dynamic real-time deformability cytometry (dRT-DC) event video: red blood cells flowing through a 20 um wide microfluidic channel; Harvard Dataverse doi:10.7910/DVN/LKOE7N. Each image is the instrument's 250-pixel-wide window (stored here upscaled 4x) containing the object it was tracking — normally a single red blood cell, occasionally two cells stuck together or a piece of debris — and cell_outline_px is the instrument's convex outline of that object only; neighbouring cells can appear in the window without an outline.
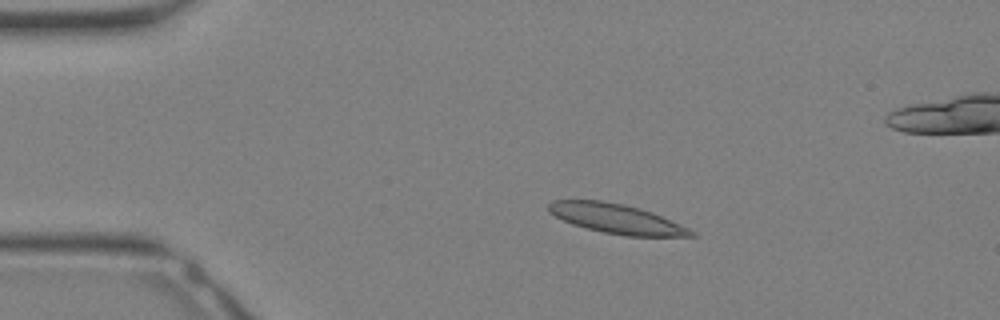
{"species": "Egyptian fruit bat (a non-hibernating species)", "species_latin": "Rousettus aegyptiacus", "temperature_condition": "warm", "stored_images_in_passage": 33, "camera_frame_rate_fps": 3000, "um_per_image_px": 0.085, "animal": {"sex": "female"}, "frame": {"image": 1, "passage_image": 6, "time_ms": 1.667, "image_size_px": [1000, 320], "cell_outline_px": [[696, 236], [624, 236], [604, 232], [572, 224], [548, 212], [548, 204], [552, 200], [600, 200], [624, 204], [640, 208], [652, 212], [688, 228], [696, 232]], "centroid_in_image_um": [52.39, 18.58], "position_along_channel_um": 32.6, "area_um2": 24.33}}
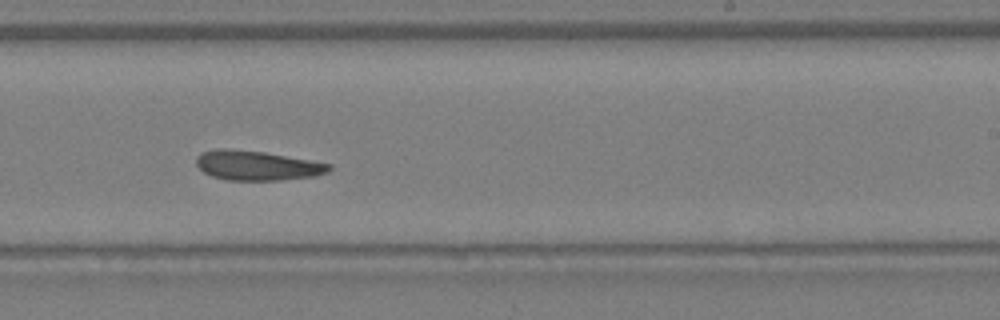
{"frame": {"image": 2, "passage_image": 20, "time_ms": 6.333, "image_size_px": [1000, 320], "cell_outline_px": [[332, 168], [328, 172], [316, 176], [280, 180], [228, 180], [212, 176], [204, 172], [196, 164], [196, 156], [200, 152], [216, 148], [228, 148], [264, 152], [332, 164]], "centroid_in_image_um": [21.83, 14.06], "position_along_channel_um": 267.2, "area_um2": 23.0}}
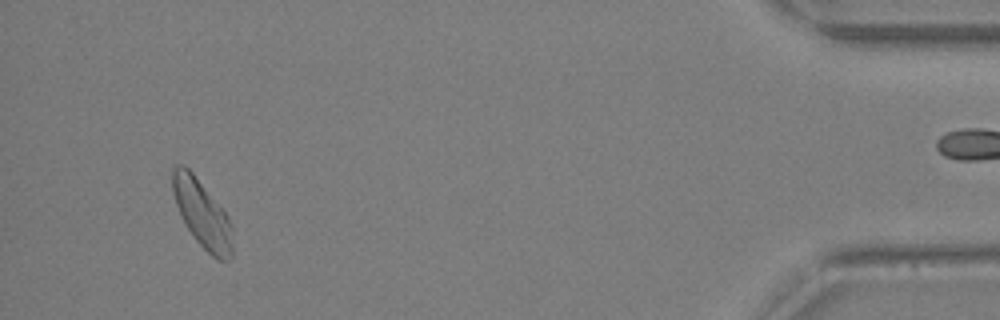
{"frame": {"image": 3, "passage_image": 31, "time_ms": 10.0, "image_size_px": [1000, 320], "cell_outline_px": [[232, 256], [228, 260], [216, 260], [196, 240], [184, 224], [180, 216], [172, 192], [172, 168], [176, 164], [184, 164], [192, 172], [228, 216], [232, 228]], "centroid_in_image_um": [17.16, 18.17], "position_along_channel_um": 418.0, "area_um2": 23.52}}